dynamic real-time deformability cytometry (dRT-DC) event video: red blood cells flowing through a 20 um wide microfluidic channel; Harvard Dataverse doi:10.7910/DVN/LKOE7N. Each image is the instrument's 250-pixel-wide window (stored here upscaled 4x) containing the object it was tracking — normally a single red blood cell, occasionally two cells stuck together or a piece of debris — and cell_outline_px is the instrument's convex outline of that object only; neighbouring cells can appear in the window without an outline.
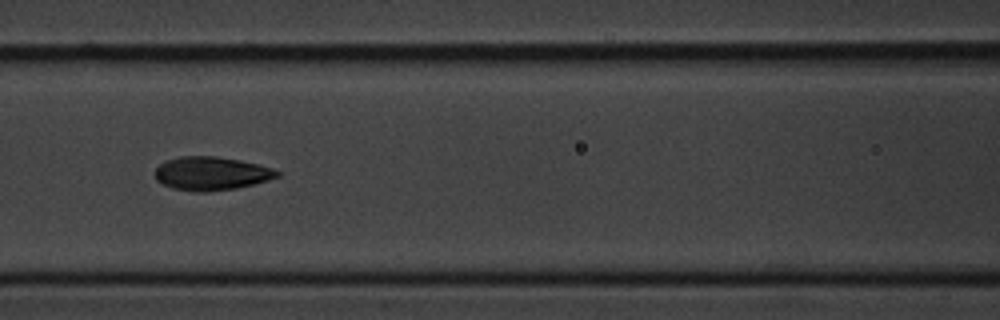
{"species": "common noctule bat (a hibernating species)", "species_latin": "Nyctalus noctula", "temperature_condition": "cold", "stored_images_in_passage": 9, "camera_frame_rate_fps": 3000, "um_per_image_px": 0.085, "animal": {"sex": "male", "body_mass_g": 20.1, "forearm_length_mm": 53.5}, "frame": {"image": 1, "passage_image": 6, "time_ms": 6.667, "image_size_px": [1000, 320], "cell_outline_px": [[280, 176], [268, 180], [236, 188], [204, 192], [192, 192], [172, 188], [156, 180], [156, 168], [160, 164], [168, 160], [180, 156], [216, 156], [240, 160], [260, 164], [272, 168], [280, 172]], "centroid_in_image_um": [17.98, 14.74], "position_along_channel_um": 148.6, "area_um2": 23.81}}
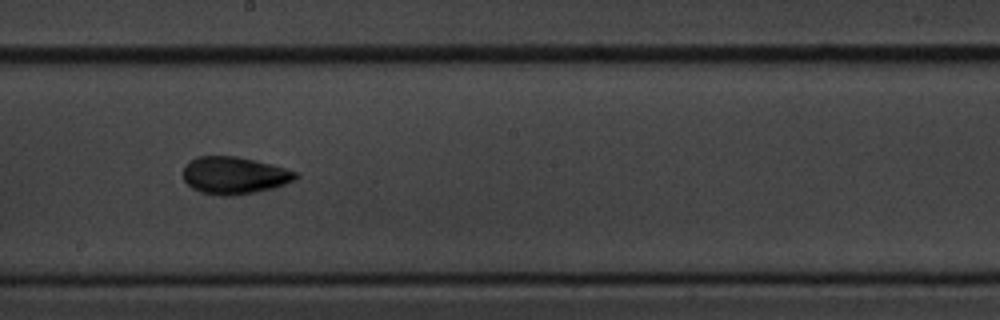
{"frame": {"image": 2, "passage_image": 8, "time_ms": 9.0, "image_size_px": [1000, 320], "cell_outline_px": [[300, 176], [296, 180], [276, 188], [232, 196], [220, 196], [200, 192], [192, 188], [184, 180], [184, 168], [196, 156], [236, 156], [272, 164], [300, 172]], "centroid_in_image_um": [19.99, 14.92], "position_along_channel_um": 228.2, "area_um2": 24.68}}
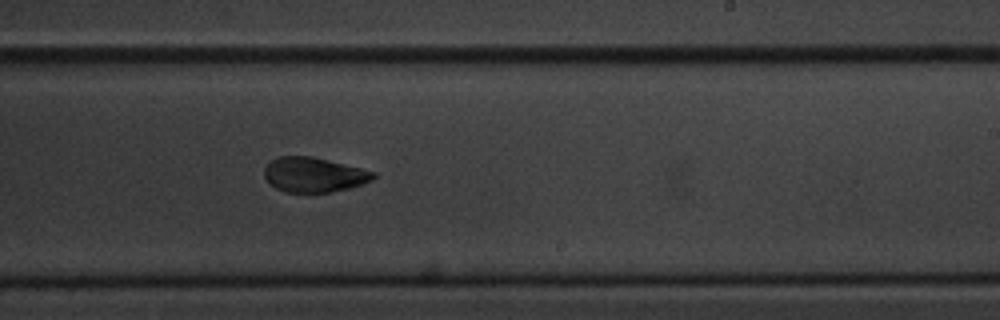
{"frame": {"image": 3, "passage_image": 9, "time_ms": 10.0, "image_size_px": [1000, 320], "cell_outline_px": [[376, 176], [372, 180], [348, 188], [332, 192], [284, 192], [268, 184], [264, 176], [264, 168], [272, 160], [280, 156], [312, 156], [376, 172]], "centroid_in_image_um": [26.65, 14.85], "position_along_channel_um": 262.4, "area_um2": 22.02}}